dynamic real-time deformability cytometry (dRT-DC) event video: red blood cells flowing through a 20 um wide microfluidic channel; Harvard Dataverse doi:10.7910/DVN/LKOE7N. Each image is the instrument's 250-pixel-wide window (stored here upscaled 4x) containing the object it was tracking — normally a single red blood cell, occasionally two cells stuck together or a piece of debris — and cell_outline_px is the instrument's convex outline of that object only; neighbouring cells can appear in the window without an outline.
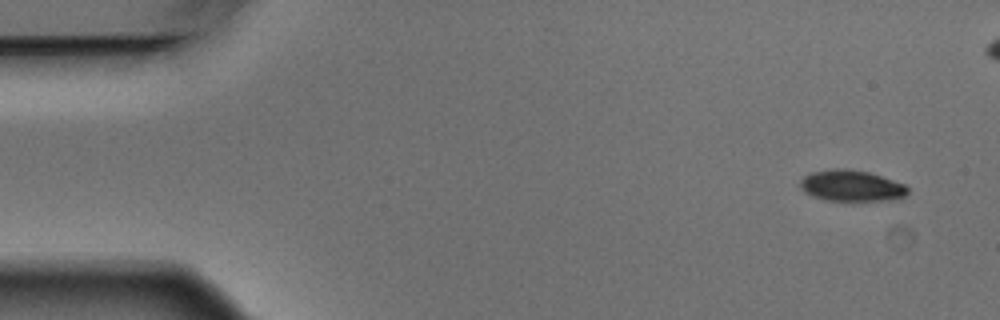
{"species": "Egyptian fruit bat (a non-hibernating species)", "species_latin": "Rousettus aegyptiacus", "temperature_condition": "warm", "stored_images_in_passage": 10, "segment_of_instrument_passage": [1, 2], "camera_frame_rate_fps": 3000, "um_per_image_px": 0.085, "animal": {"sex": "male"}, "frame": {"image": 1, "passage_image": 1, "time_ms": 0.0, "image_size_px": [1000, 320], "cell_outline_px": [[908, 192], [900, 200], [824, 200], [812, 196], [804, 192], [800, 188], [800, 180], [804, 176], [812, 172], [832, 168], [844, 168], [868, 172], [904, 184], [908, 188]], "centroid_in_image_um": [72.35, 15.79], "position_along_channel_um": 12.6, "area_um2": 19.54}}
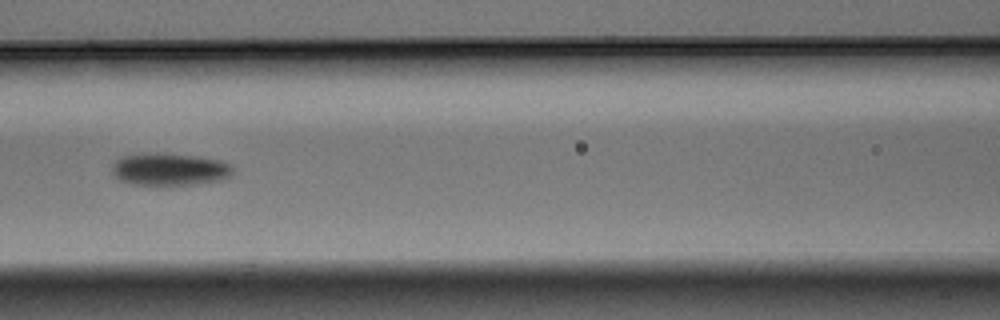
{"frame": {"image": 2, "passage_image": 7, "time_ms": 2.0, "image_size_px": [1000, 320], "cell_outline_px": [[232, 176], [224, 180], [168, 188], [132, 184], [120, 180], [112, 172], [112, 168], [116, 160], [120, 156], [148, 152], [160, 152], [200, 156], [224, 160], [232, 164]], "centroid_in_image_um": [14.46, 14.41], "position_along_channel_um": 152.1, "area_um2": 24.16}}
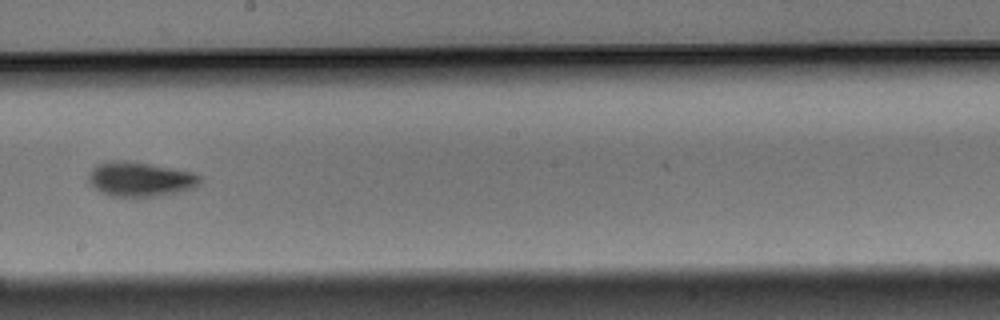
{"frame": {"image": 3, "passage_image": 9, "time_ms": 2.667, "image_size_px": [1000, 320], "cell_outline_px": [[200, 184], [196, 188], [180, 192], [160, 196], [112, 196], [100, 192], [88, 184], [88, 172], [96, 164], [116, 160], [124, 160], [196, 172], [200, 176]], "centroid_in_image_um": [11.92, 15.23], "position_along_channel_um": 236.3, "area_um2": 22.72}}